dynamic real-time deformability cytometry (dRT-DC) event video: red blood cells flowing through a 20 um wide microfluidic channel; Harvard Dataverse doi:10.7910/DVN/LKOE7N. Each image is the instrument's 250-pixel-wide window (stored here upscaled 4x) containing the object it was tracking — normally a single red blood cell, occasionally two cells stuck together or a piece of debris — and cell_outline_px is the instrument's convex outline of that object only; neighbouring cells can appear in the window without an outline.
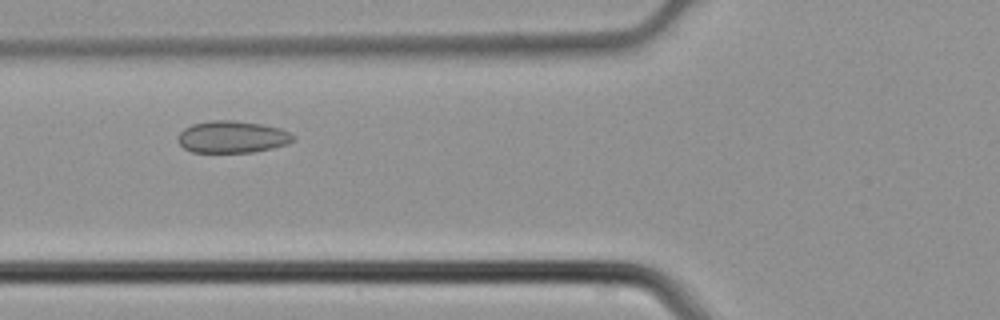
{"species": "common noctule bat (a hibernating species)", "species_latin": "Nyctalus noctula", "temperature_condition": "cold", "stored_images_in_passage": 34, "camera_frame_rate_fps": 3000, "um_per_image_px": 0.085, "animal": {"sex": "male", "body_mass_g": 21.5, "forearm_length_mm": 52.0}, "frame": {"image": 1, "passage_image": 7, "time_ms": 2.0, "image_size_px": [1000, 320], "cell_outline_px": [[296, 136], [288, 144], [272, 148], [252, 152], [192, 152], [184, 148], [176, 140], [176, 136], [184, 128], [192, 124], [212, 120], [232, 120], [260, 124], [280, 128]], "centroid_in_image_um": [19.7, 11.64], "position_along_channel_um": 106.1, "area_um2": 21.5}}
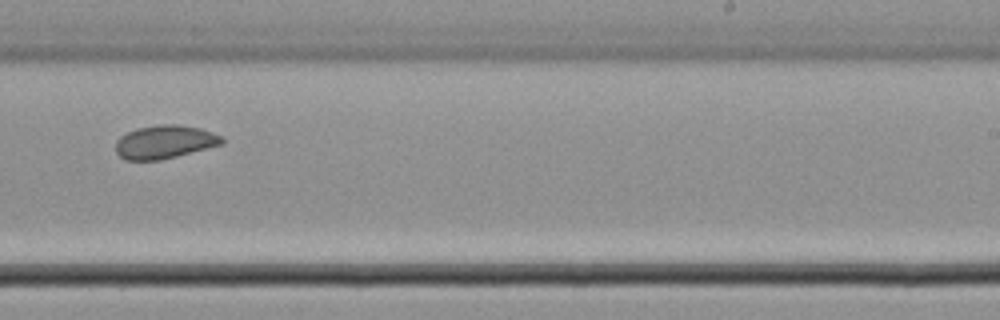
{"frame": {"image": 2, "passage_image": 18, "time_ms": 5.667, "image_size_px": [1000, 320], "cell_outline_px": [[224, 144], [160, 160], [124, 160], [116, 152], [116, 140], [120, 136], [136, 128], [160, 124], [176, 124], [200, 128], [224, 136]], "centroid_in_image_um": [14.01, 12.06], "position_along_channel_um": 275.0, "area_um2": 20.75}}
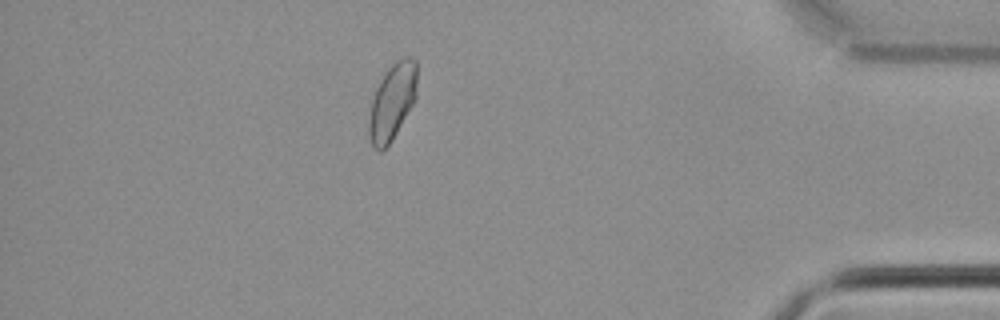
{"frame": {"image": 3, "passage_image": 29, "time_ms": 9.333, "image_size_px": [1000, 320], "cell_outline_px": [[416, 100], [392, 140], [380, 152], [376, 152], [372, 148], [368, 132], [368, 124], [372, 100], [376, 88], [380, 80], [388, 68], [396, 60], [404, 56], [412, 56], [416, 60]], "centroid_in_image_um": [33.34, 8.66], "position_along_channel_um": 401.9, "area_um2": 21.62}}